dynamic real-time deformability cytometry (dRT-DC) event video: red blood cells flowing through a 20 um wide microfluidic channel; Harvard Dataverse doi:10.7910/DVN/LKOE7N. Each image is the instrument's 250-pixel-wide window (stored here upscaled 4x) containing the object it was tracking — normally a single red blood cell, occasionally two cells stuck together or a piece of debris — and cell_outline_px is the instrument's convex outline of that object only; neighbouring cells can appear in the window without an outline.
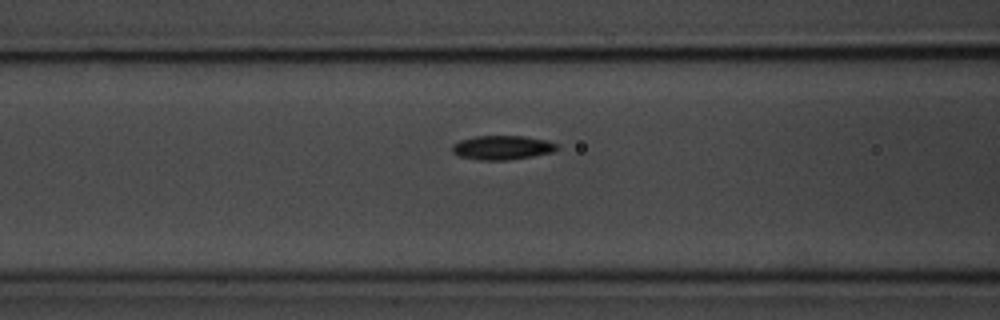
{"species": "common noctule bat (a hibernating species)", "species_latin": "Nyctalus noctula", "temperature_condition": "room temperature", "stored_images_in_passage": 39, "camera_frame_rate_fps": 3000, "um_per_image_px": 0.085, "animal": {"sex": "male", "body_mass_g": 20.1, "forearm_length_mm": 53.5}, "frame": {"image": 1, "passage_image": 16, "time_ms": 5.0, "image_size_px": [1000, 320], "cell_outline_px": [[560, 148], [552, 152], [532, 156], [508, 160], [480, 160], [460, 156], [452, 152], [452, 144], [460, 140], [476, 136], [524, 136], [548, 140], [556, 144]], "centroid_in_image_um": [42.69, 12.54], "position_along_channel_um": 123.9, "area_um2": 14.74}}
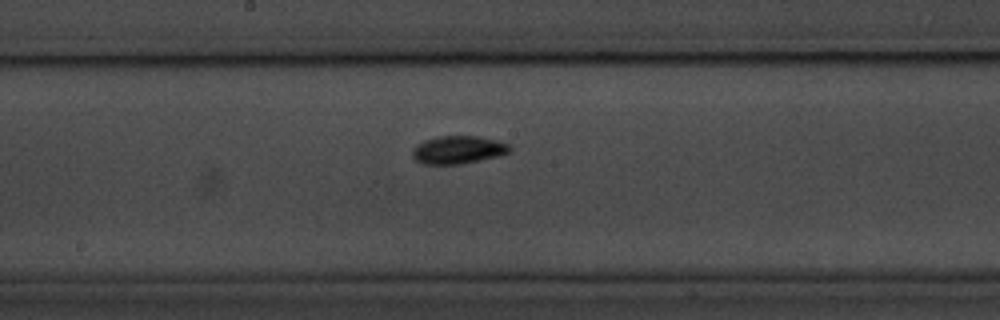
{"frame": {"image": 2, "passage_image": 23, "time_ms": 7.333, "image_size_px": [1000, 320], "cell_outline_px": [[512, 148], [508, 152], [496, 156], [480, 160], [460, 164], [420, 164], [412, 156], [412, 148], [416, 144], [424, 140], [436, 136], [476, 136], [496, 140], [508, 144]], "centroid_in_image_um": [38.87, 12.73], "position_along_channel_um": 209.3, "area_um2": 15.84}}
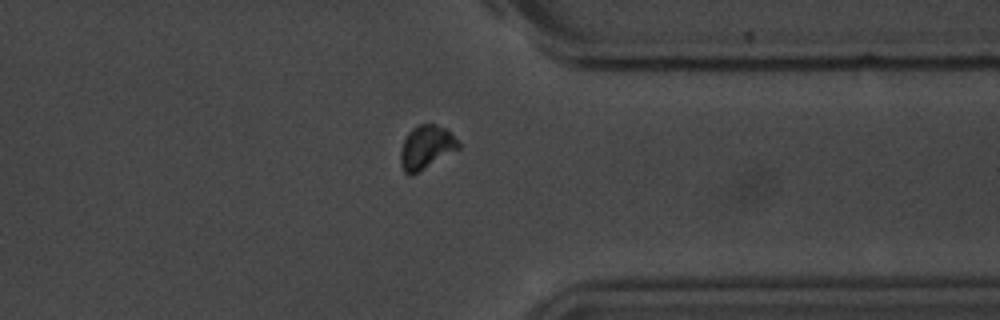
{"frame": {"image": 3, "passage_image": 37, "time_ms": 12.0, "image_size_px": [1000, 320], "cell_outline_px": [[460, 148], [412, 176], [408, 176], [404, 172], [400, 164], [400, 148], [408, 132], [412, 128], [420, 124], [436, 124], [444, 128], [460, 144]], "centroid_in_image_um": [36.18, 12.55], "position_along_channel_um": 375.2, "area_um2": 14.68}}